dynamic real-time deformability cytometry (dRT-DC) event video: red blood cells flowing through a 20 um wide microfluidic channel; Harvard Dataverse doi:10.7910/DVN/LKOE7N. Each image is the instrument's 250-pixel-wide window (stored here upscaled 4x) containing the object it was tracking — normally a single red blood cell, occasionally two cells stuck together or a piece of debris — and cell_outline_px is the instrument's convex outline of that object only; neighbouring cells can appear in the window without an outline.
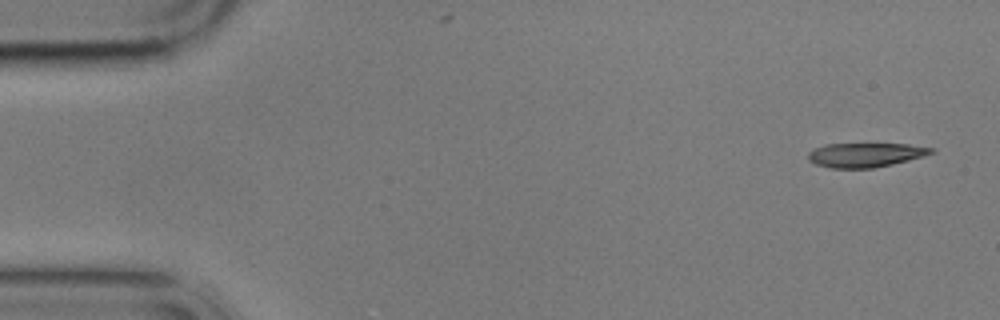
{"species": "common noctule bat (a hibernating species)", "species_latin": "Nyctalus noctula", "temperature_condition": "cold", "stored_images_in_passage": 5, "camera_frame_rate_fps": 3000, "um_per_image_px": 0.085, "animal": {"sex": "male", "body_mass_g": 17.9}, "frame": {"image": 1, "passage_image": 1, "time_ms": 0.0, "image_size_px": [1000, 320], "cell_outline_px": [[936, 152], [924, 156], [892, 164], [872, 168], [832, 168], [816, 164], [808, 160], [808, 152], [824, 144], [908, 144], [936, 148]], "centroid_in_image_um": [73.59, 13.16], "position_along_channel_um": 11.4, "area_um2": 17.4}}
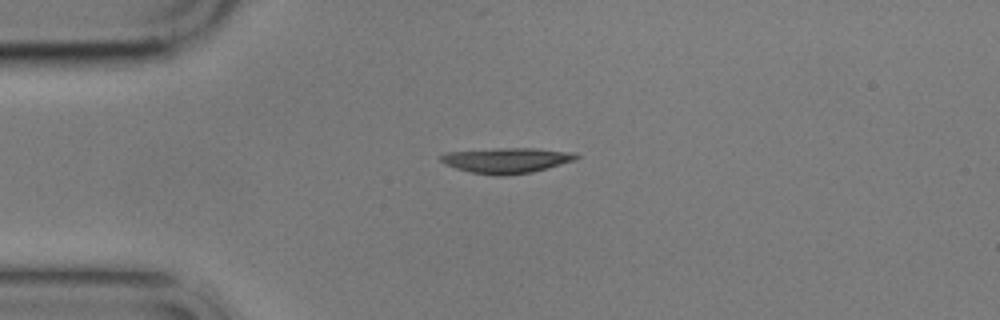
{"frame": {"image": 2, "passage_image": 4, "time_ms": 3.667, "image_size_px": [1000, 320], "cell_outline_px": [[580, 156], [576, 160], [548, 168], [532, 172], [504, 176], [496, 176], [472, 172], [456, 168], [444, 164], [440, 160], [440, 156], [444, 152], [496, 148], [536, 148], [576, 152]], "centroid_in_image_um": [43.09, 13.62], "position_along_channel_um": 41.9, "area_um2": 20.29}}